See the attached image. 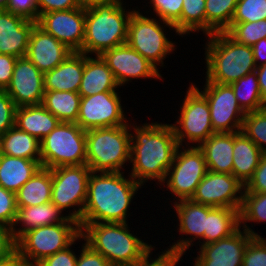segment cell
Returning <instances> with one entry per match:
<instances>
[{
  "label": "cell",
  "mask_w": 266,
  "mask_h": 266,
  "mask_svg": "<svg viewBox=\"0 0 266 266\" xmlns=\"http://www.w3.org/2000/svg\"><path fill=\"white\" fill-rule=\"evenodd\" d=\"M16 219L11 228L12 237L16 241L27 230L45 225L58 223H78L67 214L64 216L62 210L54 203L48 202L30 207H17ZM22 224V228L16 225Z\"/></svg>",
  "instance_id": "obj_23"
},
{
  "label": "cell",
  "mask_w": 266,
  "mask_h": 266,
  "mask_svg": "<svg viewBox=\"0 0 266 266\" xmlns=\"http://www.w3.org/2000/svg\"><path fill=\"white\" fill-rule=\"evenodd\" d=\"M37 24L73 52H81L85 37V8L42 14Z\"/></svg>",
  "instance_id": "obj_17"
},
{
  "label": "cell",
  "mask_w": 266,
  "mask_h": 266,
  "mask_svg": "<svg viewBox=\"0 0 266 266\" xmlns=\"http://www.w3.org/2000/svg\"><path fill=\"white\" fill-rule=\"evenodd\" d=\"M52 172L40 167L16 192L17 207H30L51 202Z\"/></svg>",
  "instance_id": "obj_30"
},
{
  "label": "cell",
  "mask_w": 266,
  "mask_h": 266,
  "mask_svg": "<svg viewBox=\"0 0 266 266\" xmlns=\"http://www.w3.org/2000/svg\"><path fill=\"white\" fill-rule=\"evenodd\" d=\"M240 229L218 241L199 244L200 251L193 266H242L245 248L254 236Z\"/></svg>",
  "instance_id": "obj_19"
},
{
  "label": "cell",
  "mask_w": 266,
  "mask_h": 266,
  "mask_svg": "<svg viewBox=\"0 0 266 266\" xmlns=\"http://www.w3.org/2000/svg\"><path fill=\"white\" fill-rule=\"evenodd\" d=\"M151 252L142 260H139L134 266H176L183 256L176 254L170 250H164L156 259H151ZM150 258V259H149ZM150 260V261H149Z\"/></svg>",
  "instance_id": "obj_49"
},
{
  "label": "cell",
  "mask_w": 266,
  "mask_h": 266,
  "mask_svg": "<svg viewBox=\"0 0 266 266\" xmlns=\"http://www.w3.org/2000/svg\"><path fill=\"white\" fill-rule=\"evenodd\" d=\"M178 118L176 123L171 125L178 145L181 147H184L183 142L186 140L187 147L190 143H193L192 145L196 143L198 147L215 133L212 128L208 101L198 87L192 83L188 87Z\"/></svg>",
  "instance_id": "obj_10"
},
{
  "label": "cell",
  "mask_w": 266,
  "mask_h": 266,
  "mask_svg": "<svg viewBox=\"0 0 266 266\" xmlns=\"http://www.w3.org/2000/svg\"><path fill=\"white\" fill-rule=\"evenodd\" d=\"M78 239H82L79 223L45 225L23 233L15 241L16 252L21 265L36 266Z\"/></svg>",
  "instance_id": "obj_7"
},
{
  "label": "cell",
  "mask_w": 266,
  "mask_h": 266,
  "mask_svg": "<svg viewBox=\"0 0 266 266\" xmlns=\"http://www.w3.org/2000/svg\"><path fill=\"white\" fill-rule=\"evenodd\" d=\"M73 51L47 33L37 23L33 27L25 57L41 72L45 73L57 67Z\"/></svg>",
  "instance_id": "obj_21"
},
{
  "label": "cell",
  "mask_w": 266,
  "mask_h": 266,
  "mask_svg": "<svg viewBox=\"0 0 266 266\" xmlns=\"http://www.w3.org/2000/svg\"><path fill=\"white\" fill-rule=\"evenodd\" d=\"M200 92L206 97L215 133L240 132L246 112L240 107L230 84L205 81Z\"/></svg>",
  "instance_id": "obj_13"
},
{
  "label": "cell",
  "mask_w": 266,
  "mask_h": 266,
  "mask_svg": "<svg viewBox=\"0 0 266 266\" xmlns=\"http://www.w3.org/2000/svg\"><path fill=\"white\" fill-rule=\"evenodd\" d=\"M59 123V119L42 104L16 108L15 126L39 140L47 136Z\"/></svg>",
  "instance_id": "obj_28"
},
{
  "label": "cell",
  "mask_w": 266,
  "mask_h": 266,
  "mask_svg": "<svg viewBox=\"0 0 266 266\" xmlns=\"http://www.w3.org/2000/svg\"><path fill=\"white\" fill-rule=\"evenodd\" d=\"M17 252L15 251L10 257L0 259V266H20Z\"/></svg>",
  "instance_id": "obj_55"
},
{
  "label": "cell",
  "mask_w": 266,
  "mask_h": 266,
  "mask_svg": "<svg viewBox=\"0 0 266 266\" xmlns=\"http://www.w3.org/2000/svg\"><path fill=\"white\" fill-rule=\"evenodd\" d=\"M263 152L242 131L233 132L232 175L244 186L252 178Z\"/></svg>",
  "instance_id": "obj_26"
},
{
  "label": "cell",
  "mask_w": 266,
  "mask_h": 266,
  "mask_svg": "<svg viewBox=\"0 0 266 266\" xmlns=\"http://www.w3.org/2000/svg\"><path fill=\"white\" fill-rule=\"evenodd\" d=\"M123 173H90L81 223H127L129 205L142 185Z\"/></svg>",
  "instance_id": "obj_2"
},
{
  "label": "cell",
  "mask_w": 266,
  "mask_h": 266,
  "mask_svg": "<svg viewBox=\"0 0 266 266\" xmlns=\"http://www.w3.org/2000/svg\"><path fill=\"white\" fill-rule=\"evenodd\" d=\"M40 144L41 167L86 164V130L77 123L60 122Z\"/></svg>",
  "instance_id": "obj_8"
},
{
  "label": "cell",
  "mask_w": 266,
  "mask_h": 266,
  "mask_svg": "<svg viewBox=\"0 0 266 266\" xmlns=\"http://www.w3.org/2000/svg\"><path fill=\"white\" fill-rule=\"evenodd\" d=\"M213 207L193 202L191 199H182L174 202L173 209L179 219L178 232L182 235H190L192 237L179 239L173 245H169L168 250L185 255L189 246H193V240H203L199 242L204 245V230L207 224V214ZM197 238V239H196Z\"/></svg>",
  "instance_id": "obj_20"
},
{
  "label": "cell",
  "mask_w": 266,
  "mask_h": 266,
  "mask_svg": "<svg viewBox=\"0 0 266 266\" xmlns=\"http://www.w3.org/2000/svg\"><path fill=\"white\" fill-rule=\"evenodd\" d=\"M76 266H112L110 262L86 242L77 257Z\"/></svg>",
  "instance_id": "obj_48"
},
{
  "label": "cell",
  "mask_w": 266,
  "mask_h": 266,
  "mask_svg": "<svg viewBox=\"0 0 266 266\" xmlns=\"http://www.w3.org/2000/svg\"><path fill=\"white\" fill-rule=\"evenodd\" d=\"M159 22L155 18H149L138 10L134 11L128 23L126 43L156 67L164 66L163 60L172 53L176 47L175 43L166 37L164 28L175 30L173 24L165 21ZM163 22V23H162ZM164 25H161V24ZM158 63V64H157Z\"/></svg>",
  "instance_id": "obj_9"
},
{
  "label": "cell",
  "mask_w": 266,
  "mask_h": 266,
  "mask_svg": "<svg viewBox=\"0 0 266 266\" xmlns=\"http://www.w3.org/2000/svg\"><path fill=\"white\" fill-rule=\"evenodd\" d=\"M16 251L11 228L0 224V259L10 257Z\"/></svg>",
  "instance_id": "obj_52"
},
{
  "label": "cell",
  "mask_w": 266,
  "mask_h": 266,
  "mask_svg": "<svg viewBox=\"0 0 266 266\" xmlns=\"http://www.w3.org/2000/svg\"><path fill=\"white\" fill-rule=\"evenodd\" d=\"M207 36L205 61L209 82L231 84L256 70L251 46L236 42L226 32Z\"/></svg>",
  "instance_id": "obj_5"
},
{
  "label": "cell",
  "mask_w": 266,
  "mask_h": 266,
  "mask_svg": "<svg viewBox=\"0 0 266 266\" xmlns=\"http://www.w3.org/2000/svg\"><path fill=\"white\" fill-rule=\"evenodd\" d=\"M239 218L240 227H243L242 229L253 236H260L258 233H255L246 222L252 221L258 224L266 221V193L243 192Z\"/></svg>",
  "instance_id": "obj_36"
},
{
  "label": "cell",
  "mask_w": 266,
  "mask_h": 266,
  "mask_svg": "<svg viewBox=\"0 0 266 266\" xmlns=\"http://www.w3.org/2000/svg\"><path fill=\"white\" fill-rule=\"evenodd\" d=\"M209 171L232 174L233 132L214 133L199 146Z\"/></svg>",
  "instance_id": "obj_27"
},
{
  "label": "cell",
  "mask_w": 266,
  "mask_h": 266,
  "mask_svg": "<svg viewBox=\"0 0 266 266\" xmlns=\"http://www.w3.org/2000/svg\"><path fill=\"white\" fill-rule=\"evenodd\" d=\"M243 192L266 193V153H263L258 167L244 186Z\"/></svg>",
  "instance_id": "obj_47"
},
{
  "label": "cell",
  "mask_w": 266,
  "mask_h": 266,
  "mask_svg": "<svg viewBox=\"0 0 266 266\" xmlns=\"http://www.w3.org/2000/svg\"><path fill=\"white\" fill-rule=\"evenodd\" d=\"M110 2H123V1L122 0H78L79 5L83 8L92 7L93 5L96 4H104Z\"/></svg>",
  "instance_id": "obj_56"
},
{
  "label": "cell",
  "mask_w": 266,
  "mask_h": 266,
  "mask_svg": "<svg viewBox=\"0 0 266 266\" xmlns=\"http://www.w3.org/2000/svg\"><path fill=\"white\" fill-rule=\"evenodd\" d=\"M1 154L30 160H40V140L14 126L1 136Z\"/></svg>",
  "instance_id": "obj_31"
},
{
  "label": "cell",
  "mask_w": 266,
  "mask_h": 266,
  "mask_svg": "<svg viewBox=\"0 0 266 266\" xmlns=\"http://www.w3.org/2000/svg\"><path fill=\"white\" fill-rule=\"evenodd\" d=\"M80 228L82 241L112 266H134L154 250L151 244L130 233L128 223H80Z\"/></svg>",
  "instance_id": "obj_3"
},
{
  "label": "cell",
  "mask_w": 266,
  "mask_h": 266,
  "mask_svg": "<svg viewBox=\"0 0 266 266\" xmlns=\"http://www.w3.org/2000/svg\"><path fill=\"white\" fill-rule=\"evenodd\" d=\"M238 0H206V36L225 32L231 24Z\"/></svg>",
  "instance_id": "obj_35"
},
{
  "label": "cell",
  "mask_w": 266,
  "mask_h": 266,
  "mask_svg": "<svg viewBox=\"0 0 266 266\" xmlns=\"http://www.w3.org/2000/svg\"><path fill=\"white\" fill-rule=\"evenodd\" d=\"M181 147L176 150L173 163L167 170L163 185L166 182L167 189L178 200L191 199L208 172L203 152L196 145ZM182 149V150H181Z\"/></svg>",
  "instance_id": "obj_12"
},
{
  "label": "cell",
  "mask_w": 266,
  "mask_h": 266,
  "mask_svg": "<svg viewBox=\"0 0 266 266\" xmlns=\"http://www.w3.org/2000/svg\"><path fill=\"white\" fill-rule=\"evenodd\" d=\"M239 211L231 208L213 207L207 214L204 245L233 234L240 227Z\"/></svg>",
  "instance_id": "obj_32"
},
{
  "label": "cell",
  "mask_w": 266,
  "mask_h": 266,
  "mask_svg": "<svg viewBox=\"0 0 266 266\" xmlns=\"http://www.w3.org/2000/svg\"><path fill=\"white\" fill-rule=\"evenodd\" d=\"M16 193L0 186V224L12 228L17 214Z\"/></svg>",
  "instance_id": "obj_43"
},
{
  "label": "cell",
  "mask_w": 266,
  "mask_h": 266,
  "mask_svg": "<svg viewBox=\"0 0 266 266\" xmlns=\"http://www.w3.org/2000/svg\"><path fill=\"white\" fill-rule=\"evenodd\" d=\"M0 154H1V136H0Z\"/></svg>",
  "instance_id": "obj_58"
},
{
  "label": "cell",
  "mask_w": 266,
  "mask_h": 266,
  "mask_svg": "<svg viewBox=\"0 0 266 266\" xmlns=\"http://www.w3.org/2000/svg\"><path fill=\"white\" fill-rule=\"evenodd\" d=\"M41 167V160L0 154V186L16 193Z\"/></svg>",
  "instance_id": "obj_29"
},
{
  "label": "cell",
  "mask_w": 266,
  "mask_h": 266,
  "mask_svg": "<svg viewBox=\"0 0 266 266\" xmlns=\"http://www.w3.org/2000/svg\"><path fill=\"white\" fill-rule=\"evenodd\" d=\"M37 22L0 10V54L25 57L29 37Z\"/></svg>",
  "instance_id": "obj_22"
},
{
  "label": "cell",
  "mask_w": 266,
  "mask_h": 266,
  "mask_svg": "<svg viewBox=\"0 0 266 266\" xmlns=\"http://www.w3.org/2000/svg\"><path fill=\"white\" fill-rule=\"evenodd\" d=\"M206 0H183L181 11V37L191 32L203 31L206 35Z\"/></svg>",
  "instance_id": "obj_37"
},
{
  "label": "cell",
  "mask_w": 266,
  "mask_h": 266,
  "mask_svg": "<svg viewBox=\"0 0 266 266\" xmlns=\"http://www.w3.org/2000/svg\"><path fill=\"white\" fill-rule=\"evenodd\" d=\"M123 5V2H110L85 8L82 53L101 55L105 50L126 43L128 23L135 9L127 11Z\"/></svg>",
  "instance_id": "obj_4"
},
{
  "label": "cell",
  "mask_w": 266,
  "mask_h": 266,
  "mask_svg": "<svg viewBox=\"0 0 266 266\" xmlns=\"http://www.w3.org/2000/svg\"><path fill=\"white\" fill-rule=\"evenodd\" d=\"M266 19V0H238L231 23Z\"/></svg>",
  "instance_id": "obj_41"
},
{
  "label": "cell",
  "mask_w": 266,
  "mask_h": 266,
  "mask_svg": "<svg viewBox=\"0 0 266 266\" xmlns=\"http://www.w3.org/2000/svg\"><path fill=\"white\" fill-rule=\"evenodd\" d=\"M52 193L51 203L62 211L73 208L68 216L81 223L87 197L89 175L92 172L87 164L59 166L51 169Z\"/></svg>",
  "instance_id": "obj_11"
},
{
  "label": "cell",
  "mask_w": 266,
  "mask_h": 266,
  "mask_svg": "<svg viewBox=\"0 0 266 266\" xmlns=\"http://www.w3.org/2000/svg\"><path fill=\"white\" fill-rule=\"evenodd\" d=\"M252 50L256 67L266 64V38L254 44Z\"/></svg>",
  "instance_id": "obj_53"
},
{
  "label": "cell",
  "mask_w": 266,
  "mask_h": 266,
  "mask_svg": "<svg viewBox=\"0 0 266 266\" xmlns=\"http://www.w3.org/2000/svg\"><path fill=\"white\" fill-rule=\"evenodd\" d=\"M83 71L84 53L72 52L57 67L44 73V90L78 92Z\"/></svg>",
  "instance_id": "obj_24"
},
{
  "label": "cell",
  "mask_w": 266,
  "mask_h": 266,
  "mask_svg": "<svg viewBox=\"0 0 266 266\" xmlns=\"http://www.w3.org/2000/svg\"><path fill=\"white\" fill-rule=\"evenodd\" d=\"M38 16L44 13L80 7L78 0H37Z\"/></svg>",
  "instance_id": "obj_50"
},
{
  "label": "cell",
  "mask_w": 266,
  "mask_h": 266,
  "mask_svg": "<svg viewBox=\"0 0 266 266\" xmlns=\"http://www.w3.org/2000/svg\"><path fill=\"white\" fill-rule=\"evenodd\" d=\"M5 10L36 22L39 19L37 0H8Z\"/></svg>",
  "instance_id": "obj_45"
},
{
  "label": "cell",
  "mask_w": 266,
  "mask_h": 266,
  "mask_svg": "<svg viewBox=\"0 0 266 266\" xmlns=\"http://www.w3.org/2000/svg\"><path fill=\"white\" fill-rule=\"evenodd\" d=\"M244 185L232 174L206 173L191 200L211 206L240 210Z\"/></svg>",
  "instance_id": "obj_15"
},
{
  "label": "cell",
  "mask_w": 266,
  "mask_h": 266,
  "mask_svg": "<svg viewBox=\"0 0 266 266\" xmlns=\"http://www.w3.org/2000/svg\"><path fill=\"white\" fill-rule=\"evenodd\" d=\"M258 83L263 100L266 102V64L256 68Z\"/></svg>",
  "instance_id": "obj_54"
},
{
  "label": "cell",
  "mask_w": 266,
  "mask_h": 266,
  "mask_svg": "<svg viewBox=\"0 0 266 266\" xmlns=\"http://www.w3.org/2000/svg\"><path fill=\"white\" fill-rule=\"evenodd\" d=\"M241 131L266 153V108L247 112Z\"/></svg>",
  "instance_id": "obj_39"
},
{
  "label": "cell",
  "mask_w": 266,
  "mask_h": 266,
  "mask_svg": "<svg viewBox=\"0 0 266 266\" xmlns=\"http://www.w3.org/2000/svg\"><path fill=\"white\" fill-rule=\"evenodd\" d=\"M118 86L114 74L100 55L92 58L84 54V71L78 91L81 97L116 91Z\"/></svg>",
  "instance_id": "obj_25"
},
{
  "label": "cell",
  "mask_w": 266,
  "mask_h": 266,
  "mask_svg": "<svg viewBox=\"0 0 266 266\" xmlns=\"http://www.w3.org/2000/svg\"><path fill=\"white\" fill-rule=\"evenodd\" d=\"M8 5V0H0V10H5Z\"/></svg>",
  "instance_id": "obj_57"
},
{
  "label": "cell",
  "mask_w": 266,
  "mask_h": 266,
  "mask_svg": "<svg viewBox=\"0 0 266 266\" xmlns=\"http://www.w3.org/2000/svg\"><path fill=\"white\" fill-rule=\"evenodd\" d=\"M17 58L0 54V90H5L10 84Z\"/></svg>",
  "instance_id": "obj_51"
},
{
  "label": "cell",
  "mask_w": 266,
  "mask_h": 266,
  "mask_svg": "<svg viewBox=\"0 0 266 266\" xmlns=\"http://www.w3.org/2000/svg\"><path fill=\"white\" fill-rule=\"evenodd\" d=\"M233 40L247 46H253L266 38V19L257 22L231 23L225 31Z\"/></svg>",
  "instance_id": "obj_38"
},
{
  "label": "cell",
  "mask_w": 266,
  "mask_h": 266,
  "mask_svg": "<svg viewBox=\"0 0 266 266\" xmlns=\"http://www.w3.org/2000/svg\"><path fill=\"white\" fill-rule=\"evenodd\" d=\"M153 12L160 20L173 24L175 33L181 35V11L183 0H150Z\"/></svg>",
  "instance_id": "obj_40"
},
{
  "label": "cell",
  "mask_w": 266,
  "mask_h": 266,
  "mask_svg": "<svg viewBox=\"0 0 266 266\" xmlns=\"http://www.w3.org/2000/svg\"><path fill=\"white\" fill-rule=\"evenodd\" d=\"M16 108L13 99L5 90H0V136L15 126Z\"/></svg>",
  "instance_id": "obj_44"
},
{
  "label": "cell",
  "mask_w": 266,
  "mask_h": 266,
  "mask_svg": "<svg viewBox=\"0 0 266 266\" xmlns=\"http://www.w3.org/2000/svg\"><path fill=\"white\" fill-rule=\"evenodd\" d=\"M75 242L76 240L67 248L44 258L36 266H76L77 255L70 248Z\"/></svg>",
  "instance_id": "obj_46"
},
{
  "label": "cell",
  "mask_w": 266,
  "mask_h": 266,
  "mask_svg": "<svg viewBox=\"0 0 266 266\" xmlns=\"http://www.w3.org/2000/svg\"><path fill=\"white\" fill-rule=\"evenodd\" d=\"M81 96L71 91H45L42 105L60 122L76 123Z\"/></svg>",
  "instance_id": "obj_33"
},
{
  "label": "cell",
  "mask_w": 266,
  "mask_h": 266,
  "mask_svg": "<svg viewBox=\"0 0 266 266\" xmlns=\"http://www.w3.org/2000/svg\"><path fill=\"white\" fill-rule=\"evenodd\" d=\"M240 107L247 113L266 108V102L260 92L256 71L230 84Z\"/></svg>",
  "instance_id": "obj_34"
},
{
  "label": "cell",
  "mask_w": 266,
  "mask_h": 266,
  "mask_svg": "<svg viewBox=\"0 0 266 266\" xmlns=\"http://www.w3.org/2000/svg\"><path fill=\"white\" fill-rule=\"evenodd\" d=\"M242 266H266V239L254 236L245 248Z\"/></svg>",
  "instance_id": "obj_42"
},
{
  "label": "cell",
  "mask_w": 266,
  "mask_h": 266,
  "mask_svg": "<svg viewBox=\"0 0 266 266\" xmlns=\"http://www.w3.org/2000/svg\"><path fill=\"white\" fill-rule=\"evenodd\" d=\"M129 124L86 130V164L92 172H121L131 160Z\"/></svg>",
  "instance_id": "obj_6"
},
{
  "label": "cell",
  "mask_w": 266,
  "mask_h": 266,
  "mask_svg": "<svg viewBox=\"0 0 266 266\" xmlns=\"http://www.w3.org/2000/svg\"><path fill=\"white\" fill-rule=\"evenodd\" d=\"M118 95L116 91H105L81 97L76 123L83 130L127 125Z\"/></svg>",
  "instance_id": "obj_14"
},
{
  "label": "cell",
  "mask_w": 266,
  "mask_h": 266,
  "mask_svg": "<svg viewBox=\"0 0 266 266\" xmlns=\"http://www.w3.org/2000/svg\"><path fill=\"white\" fill-rule=\"evenodd\" d=\"M100 56L120 86L135 78L163 79L158 68L127 43L105 50Z\"/></svg>",
  "instance_id": "obj_16"
},
{
  "label": "cell",
  "mask_w": 266,
  "mask_h": 266,
  "mask_svg": "<svg viewBox=\"0 0 266 266\" xmlns=\"http://www.w3.org/2000/svg\"><path fill=\"white\" fill-rule=\"evenodd\" d=\"M129 128L135 132H131L129 175L142 186L148 180L163 183L179 147L172 125L146 122L142 126H131L130 123Z\"/></svg>",
  "instance_id": "obj_1"
},
{
  "label": "cell",
  "mask_w": 266,
  "mask_h": 266,
  "mask_svg": "<svg viewBox=\"0 0 266 266\" xmlns=\"http://www.w3.org/2000/svg\"><path fill=\"white\" fill-rule=\"evenodd\" d=\"M43 79L44 73L28 58H17L5 92L13 99L16 107L40 105L45 93Z\"/></svg>",
  "instance_id": "obj_18"
}]
</instances>
